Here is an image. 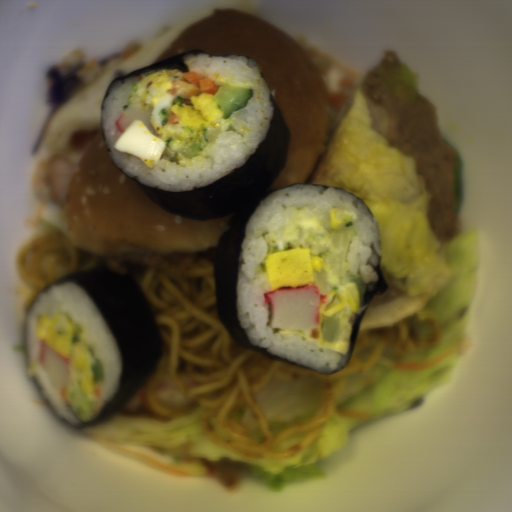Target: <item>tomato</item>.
Segmentation results:
<instances>
[{
  "instance_id": "obj_1",
  "label": "tomato",
  "mask_w": 512,
  "mask_h": 512,
  "mask_svg": "<svg viewBox=\"0 0 512 512\" xmlns=\"http://www.w3.org/2000/svg\"><path fill=\"white\" fill-rule=\"evenodd\" d=\"M102 128H86L72 132L67 138V144L73 150H80L83 154L90 143L100 133Z\"/></svg>"
}]
</instances>
